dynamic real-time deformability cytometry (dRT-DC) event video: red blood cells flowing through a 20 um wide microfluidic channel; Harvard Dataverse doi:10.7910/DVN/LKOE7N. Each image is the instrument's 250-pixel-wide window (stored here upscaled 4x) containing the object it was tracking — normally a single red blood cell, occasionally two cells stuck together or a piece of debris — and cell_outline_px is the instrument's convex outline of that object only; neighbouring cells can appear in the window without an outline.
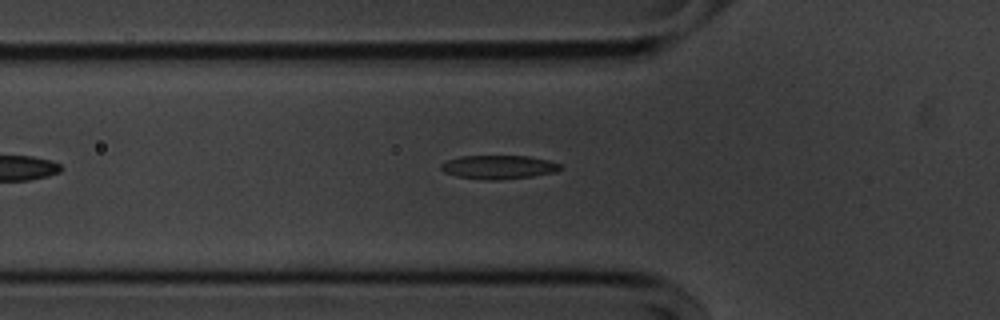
{"species": "common noctule bat (a hibernating species)", "species_latin": "Nyctalus noctula", "temperature_condition": "cold", "stored_images_in_passage": 38, "camera_frame_rate_fps": 3000, "um_per_image_px": 0.085, "animal": {"sex": "male", "body_mass_g": 20.1, "forearm_length_mm": 53.5}, "frame": {"image": 1, "passage_image": 9, "time_ms": 2.667, "image_size_px": [1000, 320], "cell_outline_px": [[560, 168], [556, 172], [532, 176], [500, 180], [480, 180], [456, 176], [444, 172], [440, 168], [440, 164], [448, 160], [460, 156], [528, 156], [548, 160], [560, 164]], "centroid_in_image_um": [42.34, 14.21], "position_along_channel_um": 83.5, "area_um2": 16.53}}
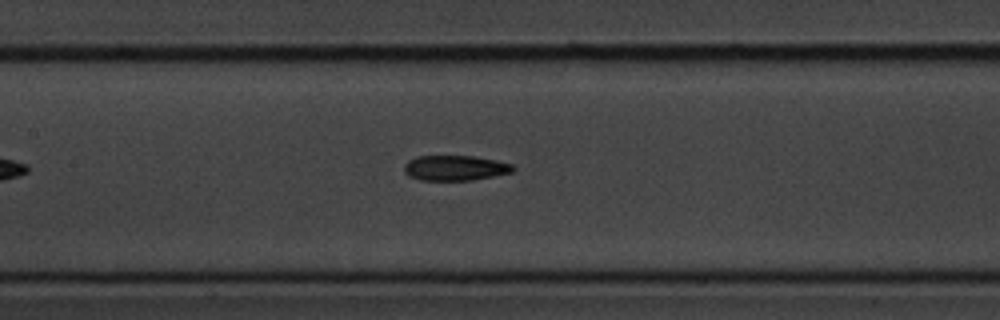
{"frame": {"image": 2, "passage_image": 16, "time_ms": 5.0, "image_size_px": [1000, 320], "cell_outline_px": [[516, 168], [512, 172], [472, 180], [420, 180], [408, 176], [404, 172], [404, 164], [408, 160], [416, 156], [476, 156], [496, 160], [512, 164]], "centroid_in_image_um": [38.66, 14.27], "position_along_channel_um": 168.7, "area_um2": 16.07}}
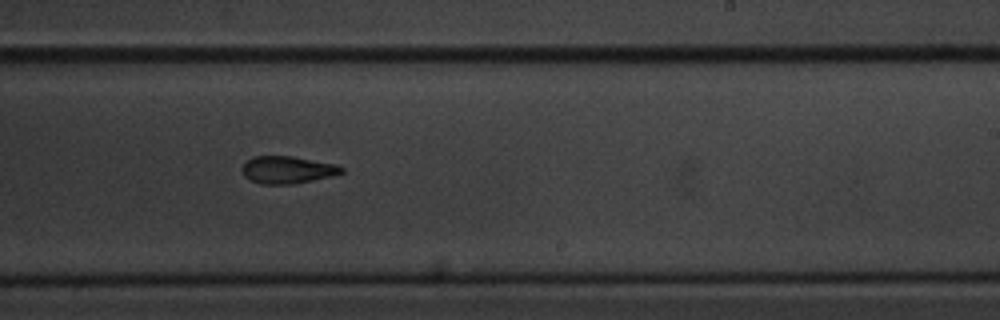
{"frame": {"image": 3, "passage_image": 24, "time_ms": 7.667, "image_size_px": [1000, 320], "cell_outline_px": [[344, 172], [332, 176], [292, 184], [260, 184], [244, 176], [240, 168], [252, 156], [292, 156], [336, 164], [344, 168]], "centroid_in_image_um": [24.42, 14.43], "position_along_channel_um": 264.6, "area_um2": 15.84}}